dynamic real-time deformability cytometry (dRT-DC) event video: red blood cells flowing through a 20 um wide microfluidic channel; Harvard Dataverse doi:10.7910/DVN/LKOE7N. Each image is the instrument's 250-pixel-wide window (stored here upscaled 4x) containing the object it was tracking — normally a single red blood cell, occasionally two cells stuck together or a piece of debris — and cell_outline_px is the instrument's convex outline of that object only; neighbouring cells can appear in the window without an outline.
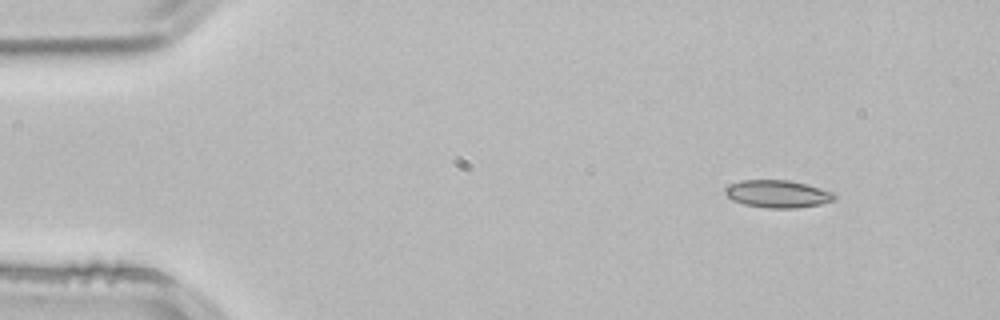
{"species": "common noctule bat (a hibernating species)", "species_latin": "Nyctalus noctula", "temperature_condition": "room temperature", "stored_images_in_passage": 52, "camera_frame_rate_fps": 3000, "um_per_image_px": 0.085, "animal": {"sex": "male", "body_mass_g": 21.5, "forearm_length_mm": 52.0}, "frame": {"image": 1, "passage_image": 5, "time_ms": 1.333, "image_size_px": [1000, 320], "cell_outline_px": [[836, 200], [820, 204], [796, 208], [768, 208], [744, 204], [732, 200], [724, 192], [724, 188], [740, 180], [788, 180], [808, 184], [832, 192], [836, 196]], "centroid_in_image_um": [66.11, 16.48], "position_along_channel_um": 18.9, "area_um2": 17.51}}
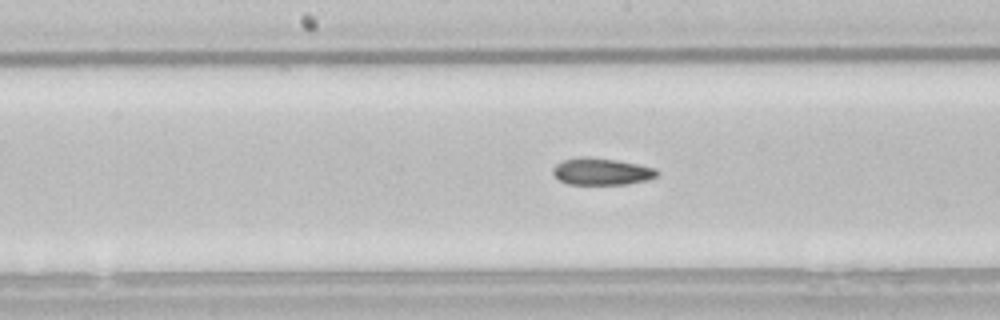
{"frame": {"image": 2, "passage_image": 26, "time_ms": 8.333, "image_size_px": [1000, 320], "cell_outline_px": [[656, 176], [648, 180], [628, 184], [568, 184], [560, 180], [552, 172], [552, 168], [556, 164], [564, 160], [580, 156], [588, 156], [616, 160], [656, 168]], "centroid_in_image_um": [51.1, 14.57], "position_along_channel_um": 197.1, "area_um2": 16.24}}
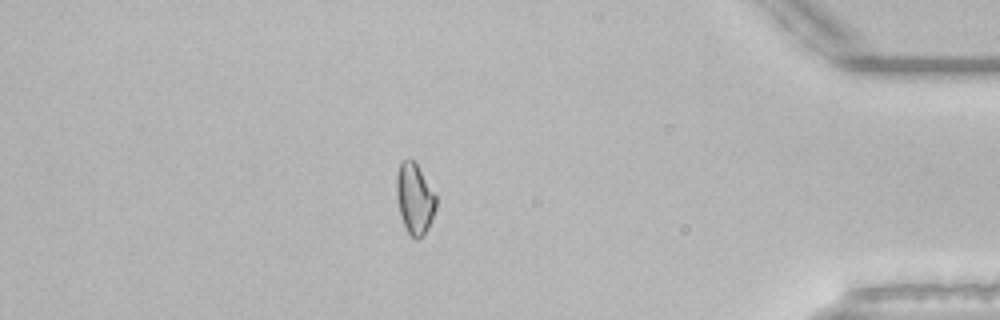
{"frame": {"image": 3, "passage_image": 45, "time_ms": 14.667, "image_size_px": [1000, 320], "cell_outline_px": [[436, 208], [424, 232], [416, 240], [408, 232], [404, 224], [400, 212], [396, 196], [396, 176], [400, 164], [408, 156], [416, 164], [436, 196]], "centroid_in_image_um": [35.22, 16.84], "position_along_channel_um": 400.0, "area_um2": 15.72}, "authors_computed_cell_mechanics": {"area_um2": 16.6175, "velocity_mm_per_s": 3.8315, "shape_relaxation_time_tau1_ms": null, "shape_relaxation_time_tau2_ms": 2.8052, "deformation_change_tau1": null, "deformation_change_tau2": 0.079}}